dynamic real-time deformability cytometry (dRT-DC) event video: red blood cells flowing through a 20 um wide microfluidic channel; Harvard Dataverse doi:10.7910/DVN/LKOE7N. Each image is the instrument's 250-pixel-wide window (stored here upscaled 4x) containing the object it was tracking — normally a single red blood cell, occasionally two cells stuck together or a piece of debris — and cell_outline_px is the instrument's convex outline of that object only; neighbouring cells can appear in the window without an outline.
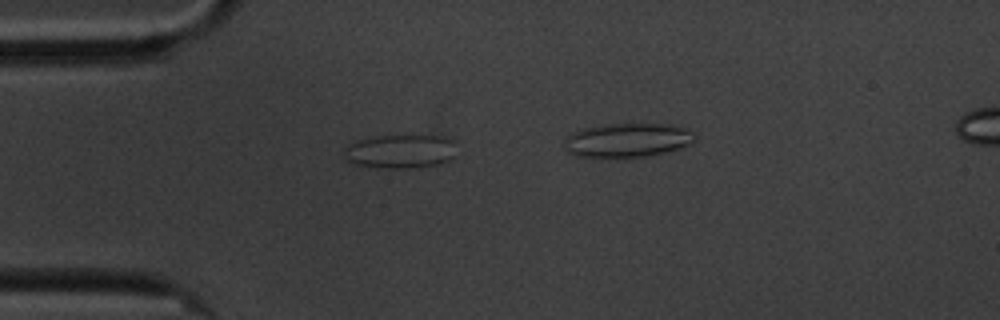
{"species": "common noctule bat (a hibernating species)", "species_latin": "Nyctalus noctula", "temperature_condition": "cold", "stored_images_in_passage": 20, "camera_frame_rate_fps": 3000, "um_per_image_px": 0.085, "animal": {"sex": "male", "body_mass_g": 20.1, "forearm_length_mm": 53.5}, "frame": {"image": 1, "passage_image": 11, "time_ms": 3.333, "image_size_px": [1000, 320], "cell_outline_px": [[456, 156], [440, 164], [412, 168], [388, 168], [352, 164], [344, 160], [340, 156], [344, 148], [348, 144], [356, 140], [376, 136], [444, 136], [452, 140]], "centroid_in_image_um": [33.95, 12.88], "position_along_channel_um": 51.0, "area_um2": 22.48}}
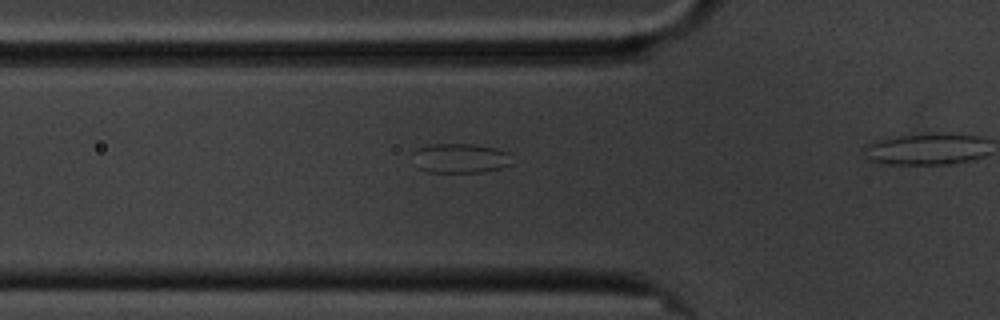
{"frame": {"image": 2, "passage_image": 15, "time_ms": 4.667, "image_size_px": [1000, 320], "cell_outline_px": [[512, 164], [500, 168], [484, 172], [428, 172], [416, 168], [412, 152], [416, 148], [432, 144], [472, 144], [496, 148], [508, 152]], "centroid_in_image_um": [39.08, 13.45], "position_along_channel_um": 86.7, "area_um2": 17.28}}
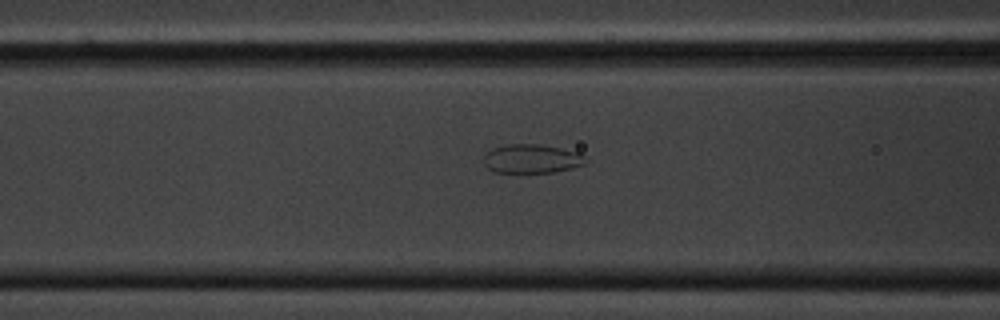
{"frame": {"image": 3, "passage_image": 18, "time_ms": 5.667, "image_size_px": [1000, 320], "cell_outline_px": [[588, 160], [584, 164], [572, 168], [552, 172], [492, 172], [484, 164], [484, 156], [492, 148], [508, 144], [536, 144], [560, 148], [580, 152]], "centroid_in_image_um": [45.2, 13.49], "position_along_channel_um": 121.4, "area_um2": 17.11}}